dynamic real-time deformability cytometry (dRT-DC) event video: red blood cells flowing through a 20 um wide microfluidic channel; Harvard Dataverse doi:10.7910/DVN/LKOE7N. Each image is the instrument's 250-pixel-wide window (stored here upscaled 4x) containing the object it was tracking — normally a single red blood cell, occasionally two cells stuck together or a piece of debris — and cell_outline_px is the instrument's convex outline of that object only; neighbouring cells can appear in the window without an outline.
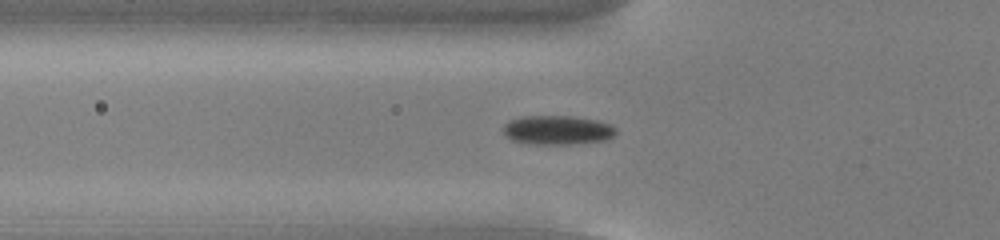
{"species": "common noctule bat (a hibernating species)", "species_latin": "Nyctalus noctula", "temperature_condition": "cold", "stored_images_in_passage": 40, "camera_frame_rate_fps": 3000, "um_per_image_px": 0.085, "animal": {"sex": "male", "body_mass_g": 13.0, "forearm_length_mm": 53.1}, "frame": {"image": 1, "passage_image": 5, "time_ms": 1.333, "image_size_px": [1000, 240], "cell_outline_px": [[616, 132], [608, 140], [572, 144], [536, 144], [512, 140], [504, 132], [504, 124], [508, 120], [520, 116], [572, 116], [596, 120], [612, 124], [616, 128]], "centroid_in_image_um": [47.41, 11.04], "position_along_channel_um": 78.4, "area_um2": 19.19}}
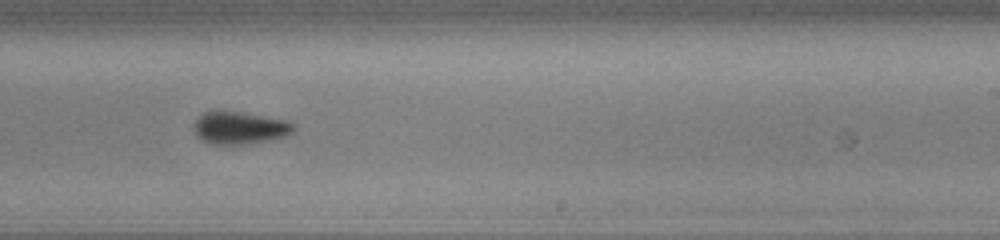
{"frame": {"image": 2, "passage_image": 20, "time_ms": 6.333, "image_size_px": [1000, 240], "cell_outline_px": [[296, 128], [288, 136], [272, 140], [248, 144], [208, 144], [200, 140], [196, 136], [196, 120], [204, 112], [240, 112], [288, 120], [296, 124]], "centroid_in_image_um": [20.46, 10.89], "position_along_channel_um": 268.5, "area_um2": 18.9}}
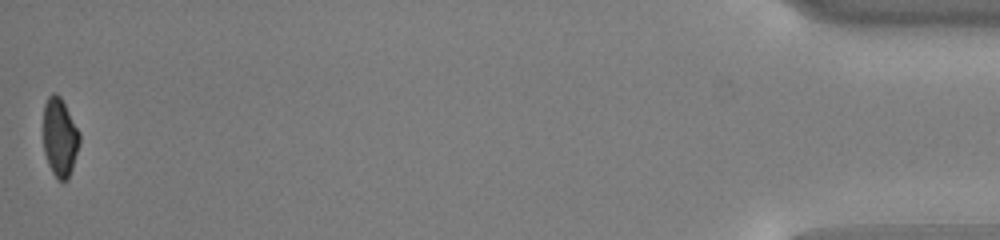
{"frame": {"image": 3, "passage_image": 40, "time_ms": 13.0, "image_size_px": [1000, 240], "cell_outline_px": [[80, 144], [68, 180], [60, 180], [52, 172], [48, 164], [44, 152], [44, 104], [48, 96], [52, 92], [56, 92], [60, 96], [80, 132]], "centroid_in_image_um": [5.09, 11.65], "position_along_channel_um": 430.1, "area_um2": 16.59}, "authors_computed_cell_mechanics": {"area_um2": 18.6405, "velocity_mm_per_s": 3.799, "shape_relaxation_time_tau1_ms": 2.7207, "shape_relaxation_time_tau2_ms": null, "deformation_change_tau1": 0.0997, "deformation_change_tau2": null}}